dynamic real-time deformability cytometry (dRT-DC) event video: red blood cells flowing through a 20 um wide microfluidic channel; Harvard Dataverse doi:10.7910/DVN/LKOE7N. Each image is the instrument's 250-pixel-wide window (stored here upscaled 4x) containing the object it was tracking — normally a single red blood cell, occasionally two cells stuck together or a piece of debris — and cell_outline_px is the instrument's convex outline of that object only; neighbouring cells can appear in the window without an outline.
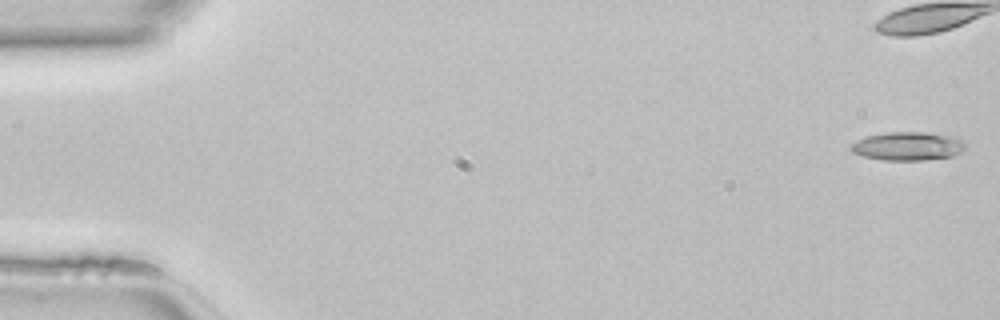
{"species": "common noctule bat (a hibernating species)", "species_latin": "Nyctalus noctula", "temperature_condition": "room temperature", "stored_images_in_passage": 48, "camera_frame_rate_fps": 3000, "um_per_image_px": 0.085, "animal": {"sex": "female", "body_mass_g": 22.7, "forearm_length_mm": 54.2}, "frame": {"image": 1, "passage_image": 1, "time_ms": 0.0, "image_size_px": [1000, 320], "cell_outline_px": [[964, 148], [960, 152], [952, 156], [924, 160], [884, 160], [864, 156], [852, 152], [848, 148], [848, 144], [856, 140], [868, 136], [888, 132], [924, 132], [956, 136], [964, 140]], "centroid_in_image_um": [77.14, 12.41], "position_along_channel_um": 7.9, "area_um2": 19.13}}